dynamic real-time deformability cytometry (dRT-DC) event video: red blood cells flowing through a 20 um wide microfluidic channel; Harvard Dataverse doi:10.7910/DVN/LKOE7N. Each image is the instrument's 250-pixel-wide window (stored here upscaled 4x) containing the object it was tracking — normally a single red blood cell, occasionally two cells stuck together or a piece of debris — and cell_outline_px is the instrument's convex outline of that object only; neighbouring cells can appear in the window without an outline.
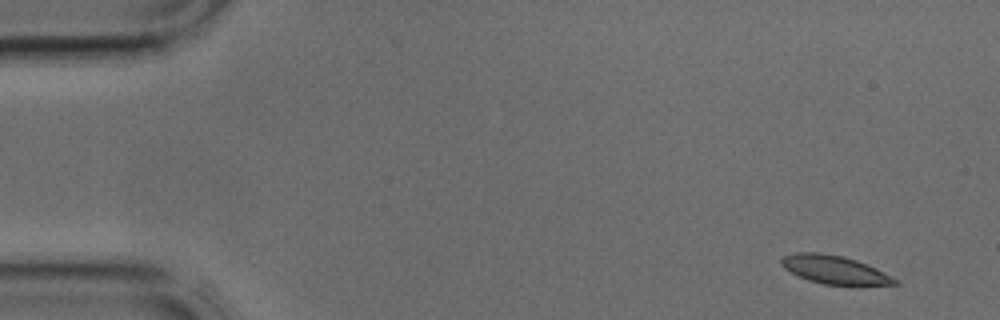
{"species": "common noctule bat (a hibernating species)", "species_latin": "Nyctalus noctula", "temperature_condition": "cold", "stored_images_in_passage": 3, "camera_frame_rate_fps": 3000, "um_per_image_px": 0.085, "animal": {"sex": "male", "body_mass_g": 17.9, "forearm_length_mm": 54.2}, "frame": {"image": 1, "passage_image": 1, "time_ms": 0.0, "image_size_px": [1000, 320], "cell_outline_px": [[900, 284], [856, 288], [824, 284], [808, 280], [784, 268], [780, 264], [780, 260], [784, 256], [796, 252], [820, 252], [844, 256], [856, 260], [876, 268], [900, 280]], "centroid_in_image_um": [71.05, 22.98], "position_along_channel_um": 13.9, "area_um2": 19.59}}